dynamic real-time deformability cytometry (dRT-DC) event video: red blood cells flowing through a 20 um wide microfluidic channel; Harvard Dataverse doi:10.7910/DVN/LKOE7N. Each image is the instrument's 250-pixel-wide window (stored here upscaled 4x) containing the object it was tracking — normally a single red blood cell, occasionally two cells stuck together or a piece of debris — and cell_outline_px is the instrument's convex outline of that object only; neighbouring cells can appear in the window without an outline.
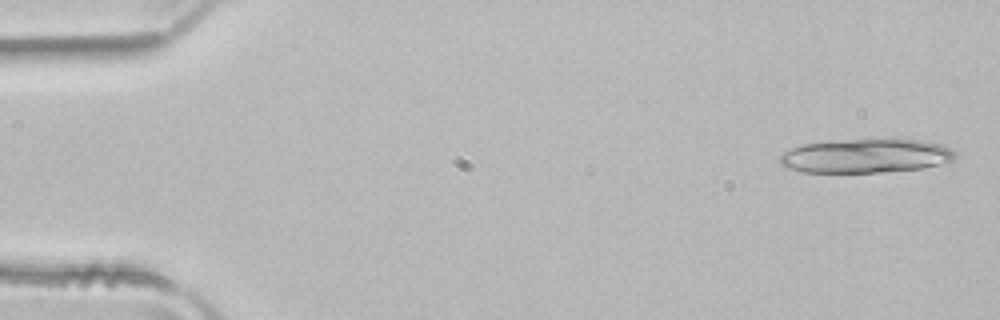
{"species": "common noctule bat (a hibernating species)", "species_latin": "Nyctalus noctula", "temperature_condition": "room temperature", "stored_images_in_passage": 48, "segment_of_instrument_passage": [1, 2], "camera_frame_rate_fps": 3000, "um_per_image_px": 0.085, "animal": {"sex": "male", "body_mass_g": 21.5, "forearm_length_mm": 52.0}, "frame": {"image": 1, "passage_image": 2, "time_ms": 0.333, "image_size_px": [1000, 320], "cell_outline_px": [[956, 156], [952, 160], [924, 168], [880, 172], [800, 172], [784, 168], [780, 164], [780, 156], [784, 152], [800, 144], [836, 140], [920, 140], [940, 144], [956, 152]], "centroid_in_image_um": [73.53, 13.26], "position_along_channel_um": 11.5, "area_um2": 34.56}}